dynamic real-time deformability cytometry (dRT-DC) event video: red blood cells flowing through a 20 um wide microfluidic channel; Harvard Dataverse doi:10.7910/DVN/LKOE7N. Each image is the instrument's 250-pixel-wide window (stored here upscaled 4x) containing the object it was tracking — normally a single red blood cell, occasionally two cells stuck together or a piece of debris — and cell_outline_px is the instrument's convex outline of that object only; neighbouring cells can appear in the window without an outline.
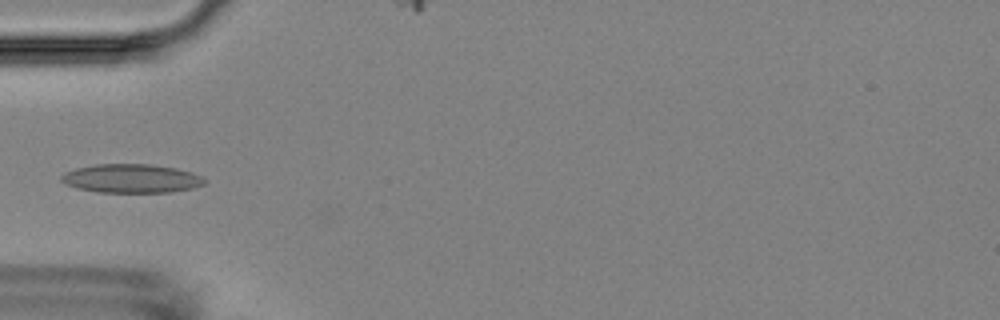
{"species": "Egyptian fruit bat (a non-hibernating species)", "species_latin": "Rousettus aegyptiacus", "temperature_condition": "room temperature", "stored_images_in_passage": 6, "camera_frame_rate_fps": 3000, "um_per_image_px": 0.085, "animal": {"sex": "female"}, "frame": {"image": 1, "passage_image": 2, "time_ms": 2.333, "image_size_px": [1000, 320], "cell_outline_px": [[208, 180], [204, 184], [192, 188], [172, 192], [96, 192], [76, 188], [60, 180], [60, 176], [64, 172], [76, 168], [96, 164], [148, 164], [176, 168], [192, 172]], "centroid_in_image_um": [11.16, 15.17], "position_along_channel_um": 73.8, "area_um2": 24.04}}